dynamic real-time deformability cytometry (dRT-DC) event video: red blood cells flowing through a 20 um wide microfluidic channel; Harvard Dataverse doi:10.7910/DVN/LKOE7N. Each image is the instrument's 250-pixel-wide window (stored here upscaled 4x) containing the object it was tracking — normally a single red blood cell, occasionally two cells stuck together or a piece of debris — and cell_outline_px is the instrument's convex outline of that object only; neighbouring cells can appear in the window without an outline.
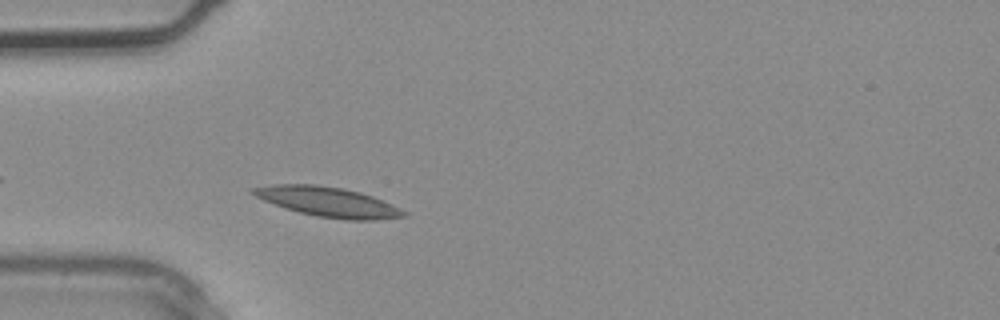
{"species": "common noctule bat (a hibernating species)", "species_latin": "Nyctalus noctula", "temperature_condition": "warm", "stored_images_in_passage": 2, "camera_frame_rate_fps": 3000, "um_per_image_px": 0.085, "animal": {"sex": "male", "body_mass_g": 20.4}, "frame": {"image": 1, "passage_image": 2, "time_ms": 0.333, "image_size_px": [1000, 320], "cell_outline_px": [[408, 216], [372, 220], [348, 220], [316, 216], [284, 208], [264, 200], [248, 192], [248, 188], [272, 184], [316, 184], [344, 188], [360, 192], [372, 196], [392, 204], [408, 212]], "centroid_in_image_um": [27.86, 17.15], "position_along_channel_um": 57.1, "area_um2": 26.3}}